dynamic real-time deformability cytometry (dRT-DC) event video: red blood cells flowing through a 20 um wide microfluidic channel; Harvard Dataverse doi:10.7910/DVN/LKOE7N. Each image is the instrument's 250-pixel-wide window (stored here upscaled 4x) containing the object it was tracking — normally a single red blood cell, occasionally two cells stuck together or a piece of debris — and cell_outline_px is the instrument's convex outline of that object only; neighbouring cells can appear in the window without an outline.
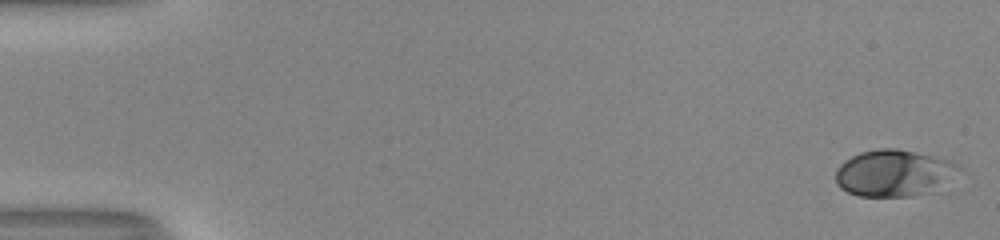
{"species": "human", "species_latin": "Homo sapiens", "temperature_condition": "room temperature", "stored_images_in_passage": 52, "camera_frame_rate_fps": 3000, "um_per_image_px": 0.085, "donor": {"sex": "male"}, "frame": {"image": 1, "passage_image": 1, "time_ms": 0.0, "image_size_px": [1000, 240], "cell_outline_px": [[964, 168], [952, 192], [912, 196], [856, 196], [840, 188], [836, 184], [836, 168], [844, 160], [860, 152], [880, 148], [896, 148], [952, 160], [960, 164]], "centroid_in_image_um": [76.24, 14.76], "position_along_channel_um": 8.8, "area_um2": 35.78}}
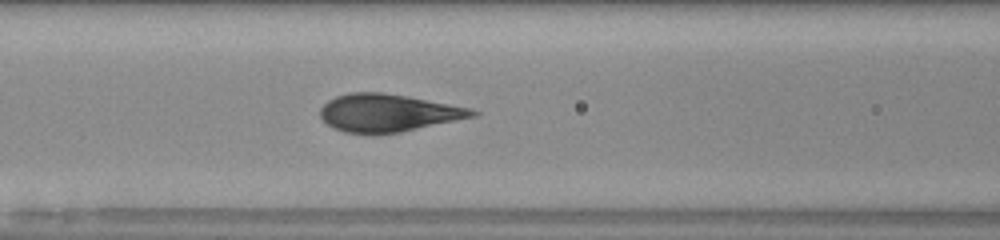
{"frame": {"image": 2, "passage_image": 23, "time_ms": 7.333, "image_size_px": [1000, 240], "cell_outline_px": [[480, 112], [476, 116], [400, 132], [372, 136], [344, 132], [332, 128], [320, 116], [320, 108], [328, 100], [336, 96], [348, 92], [380, 92], [404, 96], [472, 108]], "centroid_in_image_um": [32.94, 9.62], "position_along_channel_um": 133.7, "area_um2": 33.58}}
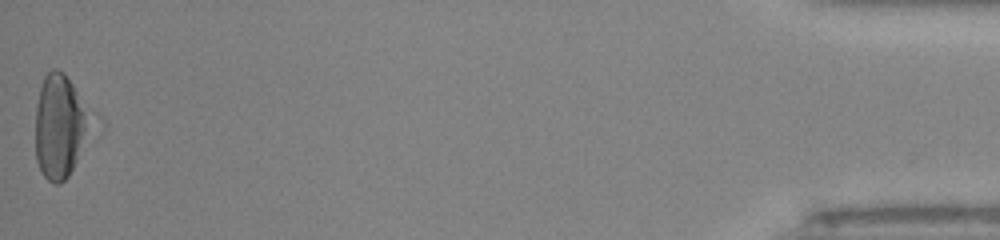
{"frame": {"image": 3, "passage_image": 52, "time_ms": 17.0, "image_size_px": [1000, 240], "cell_outline_px": [[104, 128], [68, 176], [60, 184], [52, 184], [44, 176], [36, 160], [36, 104], [40, 88], [44, 76], [52, 68], [56, 68], [64, 72], [104, 120]], "centroid_in_image_um": [5.38, 10.73], "position_along_channel_um": 429.8, "area_um2": 37.63}, "authors_computed_cell_mechanics": {"area_um2": 33.6974, "velocity_mm_per_s": 4.068, "shape_relaxation_time_tau1_ms": 6.6043, "shape_relaxation_time_tau2_ms": null, "deformation_change_tau1": 0.2451, "deformation_change_tau2": null}}